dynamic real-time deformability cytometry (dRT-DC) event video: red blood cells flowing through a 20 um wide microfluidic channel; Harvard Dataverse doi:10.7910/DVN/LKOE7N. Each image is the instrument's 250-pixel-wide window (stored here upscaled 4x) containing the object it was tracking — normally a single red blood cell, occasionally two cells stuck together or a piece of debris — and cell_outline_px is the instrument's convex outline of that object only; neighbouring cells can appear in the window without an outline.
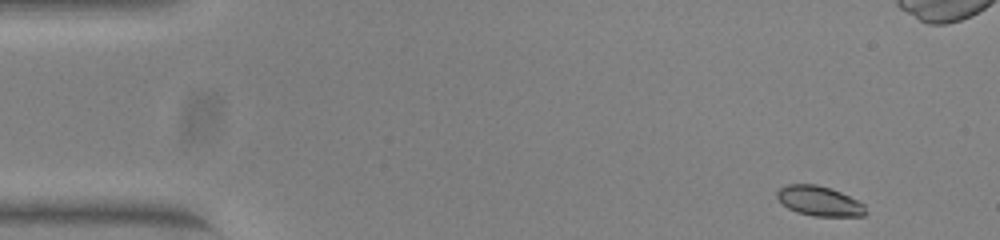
{"species": "common noctule bat (a hibernating species)", "species_latin": "Nyctalus noctula", "temperature_condition": "warm", "stored_images_in_passage": 50, "camera_frame_rate_fps": 3000, "um_per_image_px": 0.085, "animal": {"sex": "female", "body_mass_g": 23.0, "forearm_length_mm": 53.4}, "frame": {"image": 1, "passage_image": 1, "time_ms": 0.0, "image_size_px": [1000, 240], "cell_outline_px": [[868, 212], [864, 216], [812, 216], [796, 212], [788, 208], [776, 196], [776, 192], [780, 188], [788, 184], [816, 184], [840, 192], [864, 204]], "centroid_in_image_um": [69.65, 17.1], "position_along_channel_um": 15.4, "area_um2": 15.32}}
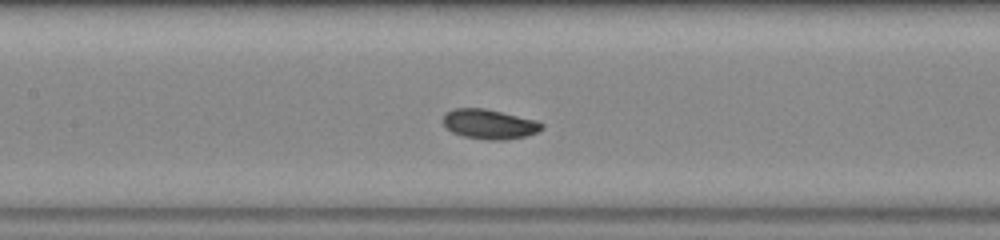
{"frame": {"image": 2, "passage_image": 21, "time_ms": 6.667, "image_size_px": [1000, 240], "cell_outline_px": [[544, 128], [528, 136], [504, 140], [488, 140], [464, 136], [452, 132], [444, 124], [444, 112], [456, 108], [484, 108], [536, 120], [544, 124]], "centroid_in_image_um": [41.62, 10.55], "position_along_channel_um": 165.8, "area_um2": 17.05}}
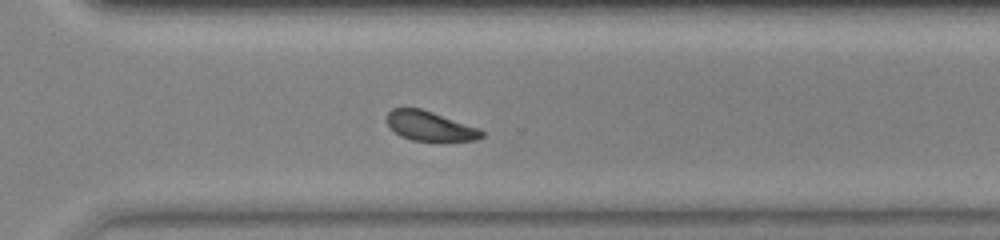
{"frame": {"image": 3, "passage_image": 34, "time_ms": 11.0, "image_size_px": [1000, 240], "cell_outline_px": [[484, 136], [476, 140], [412, 140], [400, 136], [388, 124], [388, 112], [392, 108], [420, 108], [480, 128], [484, 132]], "centroid_in_image_um": [36.57, 10.71], "position_along_channel_um": 334.0, "area_um2": 16.01}, "authors_computed_cell_mechanics": {"area_um2": 16.7042, "velocity_mm_per_s": 3.8858, "shape_relaxation_time_tau1_ms": 1.7228, "shape_relaxation_time_tau2_ms": null, "deformation_change_tau1": 0.0768, "deformation_change_tau2": null}}